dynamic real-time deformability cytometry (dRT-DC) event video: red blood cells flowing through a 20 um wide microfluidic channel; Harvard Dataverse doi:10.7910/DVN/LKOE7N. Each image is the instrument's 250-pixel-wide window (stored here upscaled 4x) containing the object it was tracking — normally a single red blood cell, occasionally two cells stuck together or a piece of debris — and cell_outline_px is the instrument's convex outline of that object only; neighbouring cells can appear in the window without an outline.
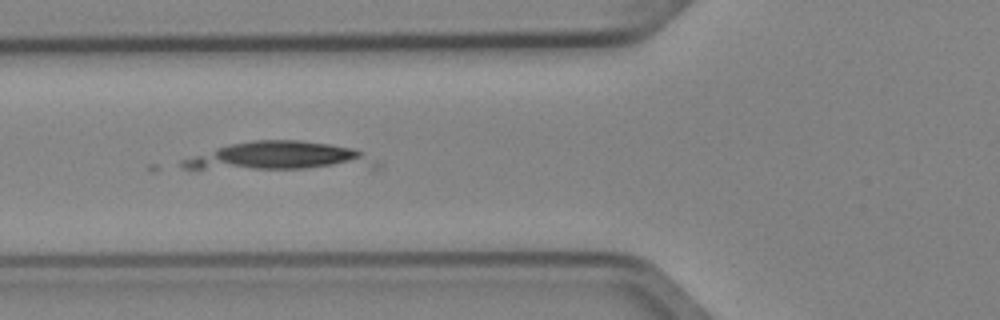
{"species": "Egyptian fruit bat (a non-hibernating species)", "species_latin": "Rousettus aegyptiacus", "temperature_condition": "cold", "stored_images_in_passage": 9, "camera_frame_rate_fps": 3000, "um_per_image_px": 0.085, "animal": {"sex": "female"}, "frame": {"image": 1, "passage_image": 4, "time_ms": 1.0, "image_size_px": [1000, 320], "cell_outline_px": [[384, 164], [380, 168], [184, 168], [180, 164], [180, 160], [216, 148], [232, 144], [252, 140], [300, 140], [356, 148], [364, 152]], "centroid_in_image_um": [23.95, 13.28], "position_along_channel_um": 101.9, "area_um2": 31.73}}